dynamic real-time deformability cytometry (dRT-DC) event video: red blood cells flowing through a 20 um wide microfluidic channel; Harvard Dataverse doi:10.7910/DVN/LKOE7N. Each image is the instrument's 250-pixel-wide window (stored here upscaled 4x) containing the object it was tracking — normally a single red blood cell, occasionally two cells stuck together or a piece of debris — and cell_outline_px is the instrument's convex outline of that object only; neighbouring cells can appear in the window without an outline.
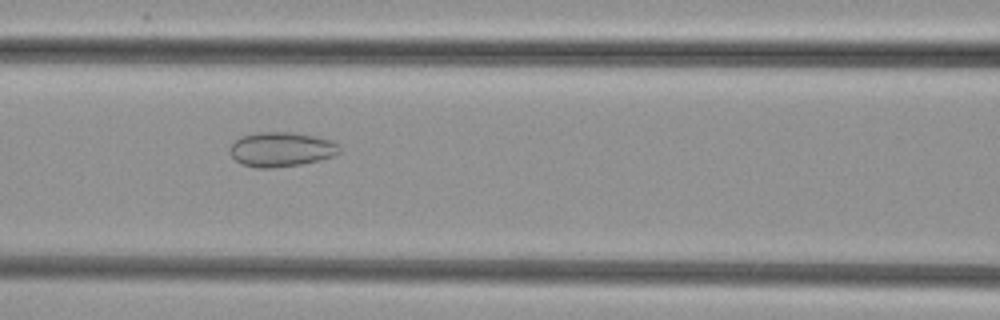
{"species": "common noctule bat (a hibernating species)", "species_latin": "Nyctalus noctula", "temperature_condition": "cold", "stored_images_in_passage": 33, "camera_frame_rate_fps": 3000, "um_per_image_px": 0.085, "animal": {"sex": "female", "body_mass_g": 29.2, "forearm_length_mm": 56.3}, "frame": {"image": 1, "passage_image": 12, "time_ms": 3.667, "image_size_px": [1000, 320], "cell_outline_px": [[340, 152], [332, 156], [300, 164], [272, 168], [256, 168], [240, 164], [228, 152], [228, 148], [240, 136], [260, 132], [292, 132], [316, 136], [336, 140], [340, 144]], "centroid_in_image_um": [23.9, 12.68], "position_along_channel_um": 142.7, "area_um2": 22.31}}
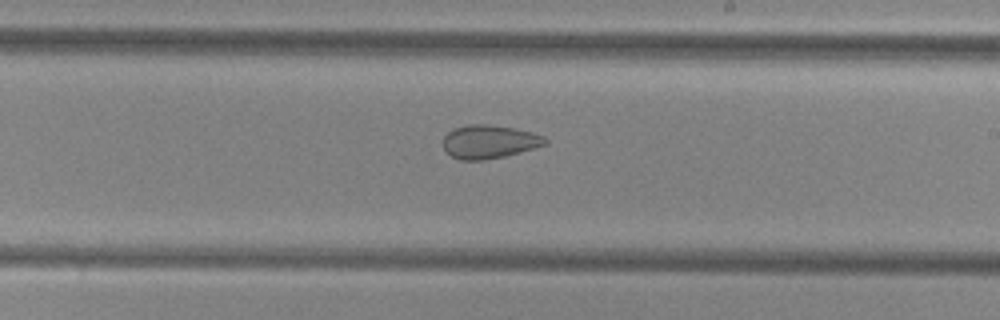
{"frame": {"image": 2, "passage_image": 20, "time_ms": 6.333, "image_size_px": [1000, 320], "cell_outline_px": [[548, 144], [520, 152], [504, 156], [484, 160], [460, 160], [452, 156], [444, 148], [444, 136], [452, 128], [468, 124], [488, 124], [512, 128], [532, 132], [544, 136], [548, 140]], "centroid_in_image_um": [41.59, 12.04], "position_along_channel_um": 247.4, "area_um2": 19.88}}
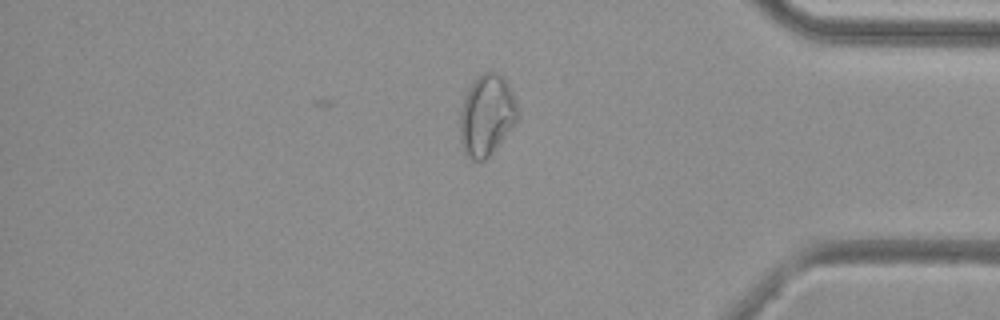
{"frame": {"image": 3, "passage_image": 33, "time_ms": 10.667, "image_size_px": [1000, 320], "cell_outline_px": [[520, 112], [516, 120], [492, 152], [484, 160], [468, 160], [464, 156], [460, 140], [460, 112], [468, 88], [484, 72], [496, 72], [508, 84], [512, 92]], "centroid_in_image_um": [41.34, 9.83], "position_along_channel_um": 393.9, "area_um2": 26.82}}